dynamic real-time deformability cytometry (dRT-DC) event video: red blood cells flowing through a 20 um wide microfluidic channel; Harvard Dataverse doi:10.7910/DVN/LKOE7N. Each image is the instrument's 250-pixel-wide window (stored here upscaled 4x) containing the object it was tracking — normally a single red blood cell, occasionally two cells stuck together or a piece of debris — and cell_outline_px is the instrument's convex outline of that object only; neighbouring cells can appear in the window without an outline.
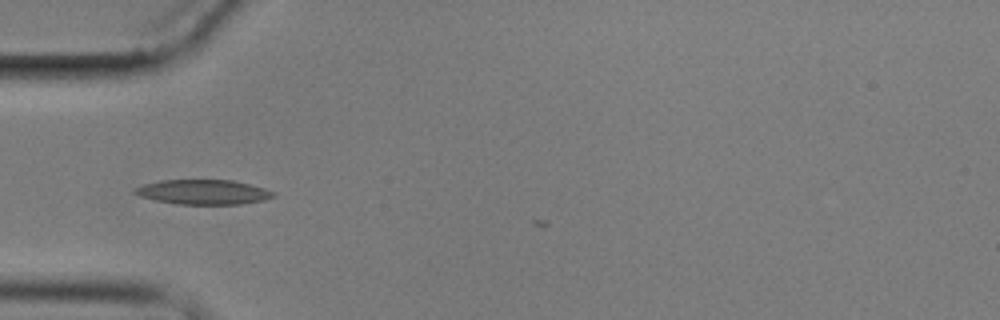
{"species": "common noctule bat (a hibernating species)", "species_latin": "Nyctalus noctula", "temperature_condition": "cold", "stored_images_in_passage": 5, "camera_frame_rate_fps": 3000, "um_per_image_px": 0.085, "animal": {"sex": "male", "body_mass_g": 17.9}, "frame": {"image": 1, "passage_image": 1, "time_ms": 0.0, "image_size_px": [1000, 320], "cell_outline_px": [[276, 196], [264, 200], [240, 204], [176, 204], [156, 200], [140, 196], [132, 192], [132, 188], [144, 184], [160, 180], [232, 180], [264, 188], [276, 192]], "centroid_in_image_um": [17.26, 16.32], "position_along_channel_um": 67.7, "area_um2": 20.0}}
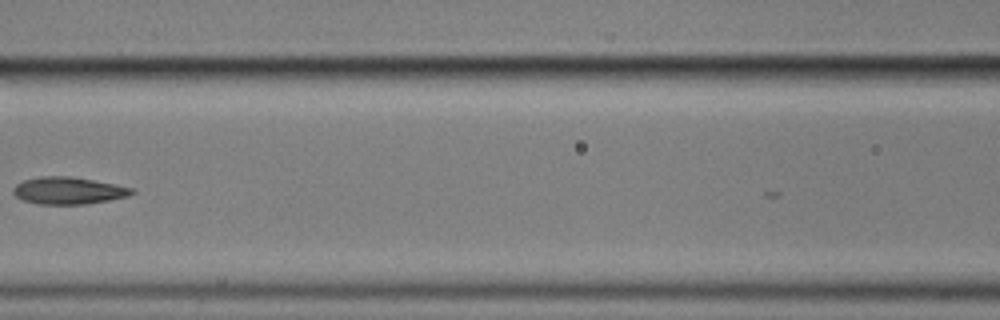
{"frame": {"image": 2, "passage_image": 3, "time_ms": 2.667, "image_size_px": [1000, 320], "cell_outline_px": [[136, 192], [128, 196], [108, 200], [84, 204], [40, 204], [24, 200], [16, 196], [12, 192], [12, 188], [16, 184], [24, 180], [40, 176], [72, 176], [116, 184], [132, 188]], "centroid_in_image_um": [5.81, 16.19], "position_along_channel_um": 160.8, "area_um2": 18.73}}
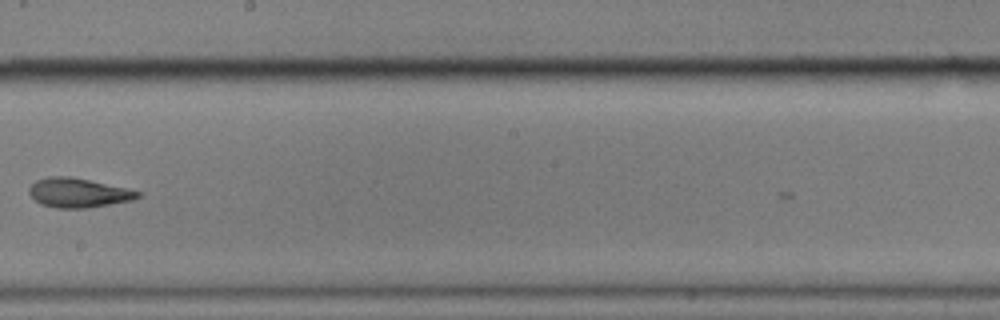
{"frame": {"image": 3, "passage_image": 5, "time_ms": 5.0, "image_size_px": [1000, 320], "cell_outline_px": [[144, 192], [140, 196], [132, 200], [88, 208], [56, 208], [40, 204], [28, 192], [28, 188], [36, 180], [48, 176], [68, 176], [128, 188]], "centroid_in_image_um": [6.66, 16.39], "position_along_channel_um": 241.5, "area_um2": 18.61}}